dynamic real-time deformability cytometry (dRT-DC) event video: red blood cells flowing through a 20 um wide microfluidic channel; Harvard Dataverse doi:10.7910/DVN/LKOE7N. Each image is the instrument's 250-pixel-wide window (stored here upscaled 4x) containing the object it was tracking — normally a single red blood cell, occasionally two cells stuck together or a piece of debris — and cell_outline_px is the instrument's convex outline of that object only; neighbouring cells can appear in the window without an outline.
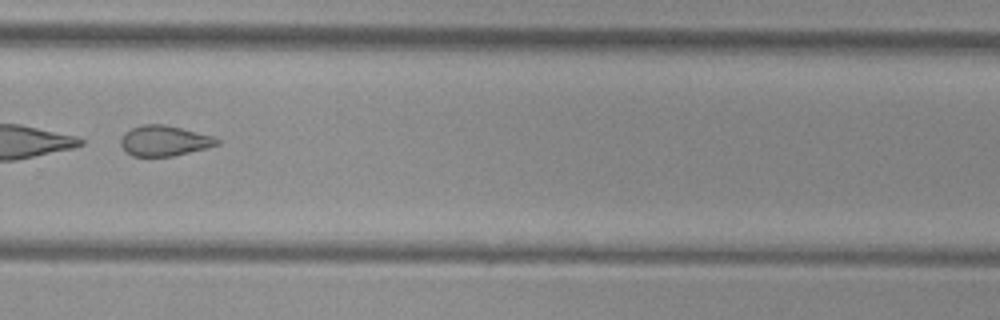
{"species": "common noctule bat (a hibernating species)", "species_latin": "Nyctalus noctula", "temperature_condition": "cold", "stored_images_in_passage": 39, "camera_frame_rate_fps": 3000, "um_per_image_px": 0.085, "animal": {"sex": "female", "body_mass_g": 29.2, "forearm_length_mm": 56.3}, "frame": {"image": 1, "passage_image": 23, "time_ms": 7.333, "image_size_px": [1000, 320], "cell_outline_px": [[220, 144], [208, 148], [172, 156], [132, 156], [120, 144], [120, 140], [124, 132], [132, 128], [144, 124], [164, 124], [212, 136], [220, 140]], "centroid_in_image_um": [13.97, 11.97], "position_along_channel_um": 315.8, "area_um2": 16.94}, "authors_computed_cell_mechanics": {"area_um2": 17.8602, "velocity_mm_per_s": 3.7561, "shape_relaxation_time_tau1_ms": 0.3262, "shape_relaxation_time_tau2_ms": 3.8817, "deformation_change_tau1": 0.2338, "deformation_change_tau2": 0.1042}}